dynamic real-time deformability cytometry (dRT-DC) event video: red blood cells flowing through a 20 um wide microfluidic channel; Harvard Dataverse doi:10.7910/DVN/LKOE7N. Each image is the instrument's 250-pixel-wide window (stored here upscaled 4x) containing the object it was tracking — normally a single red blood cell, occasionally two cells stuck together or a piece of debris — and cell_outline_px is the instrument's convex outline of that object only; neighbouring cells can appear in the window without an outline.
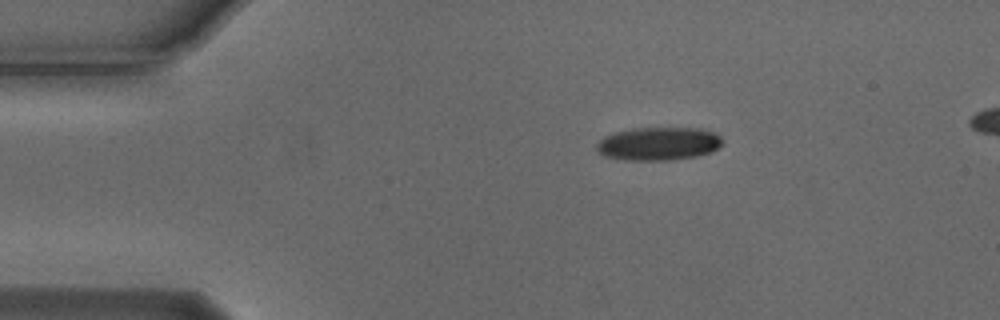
{"species": "Egyptian fruit bat (a non-hibernating species)", "species_latin": "Rousettus aegyptiacus", "temperature_condition": "cold", "stored_images_in_passage": 27, "camera_frame_rate_fps": 3000, "um_per_image_px": 0.085, "animal": {"sex": "male"}, "frame": {"image": 1, "passage_image": 1, "time_ms": 0.0, "image_size_px": [1000, 320], "cell_outline_px": [[724, 144], [712, 152], [696, 156], [672, 160], [628, 160], [604, 156], [596, 148], [596, 144], [604, 136], [616, 132], [632, 128], [700, 128], [716, 132], [724, 140]], "centroid_in_image_um": [56.03, 12.21], "position_along_channel_um": 29.0, "area_um2": 24.57}}
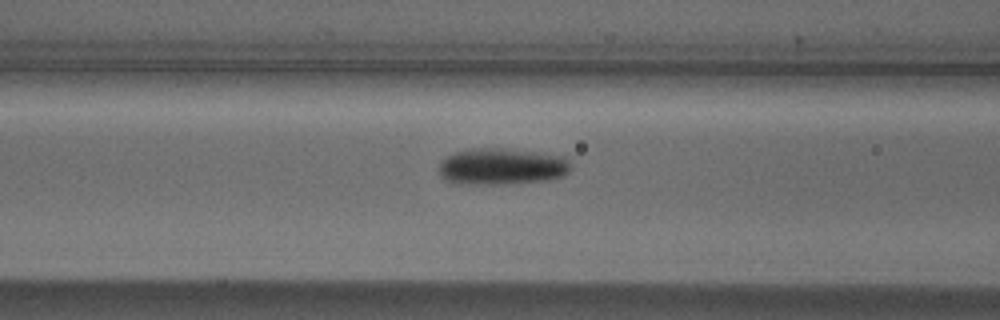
{"frame": {"image": 2, "passage_image": 13, "time_ms": 4.0, "image_size_px": [1000, 320], "cell_outline_px": [[568, 172], [564, 176], [548, 180], [496, 184], [460, 184], [448, 180], [440, 172], [440, 164], [452, 152], [472, 148], [504, 148], [536, 152], [564, 156], [568, 160]], "centroid_in_image_um": [42.66, 14.14], "position_along_channel_um": 123.9, "area_um2": 27.8}}
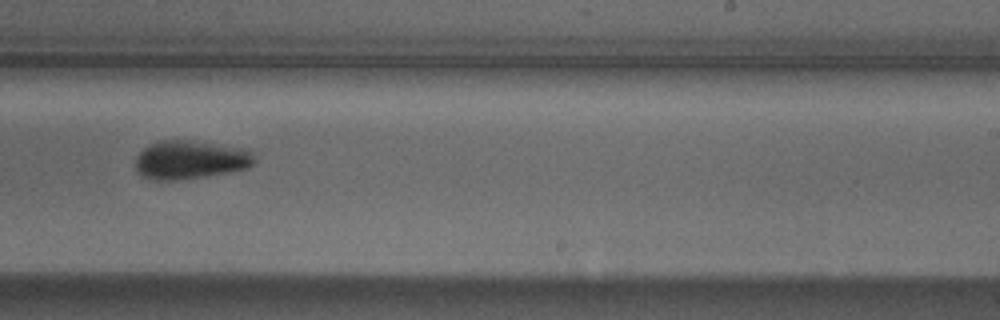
{"frame": {"image": 3, "passage_image": 25, "time_ms": 8.0, "image_size_px": [1000, 320], "cell_outline_px": [[252, 164], [248, 168], [228, 172], [204, 176], [176, 180], [152, 180], [140, 176], [136, 172], [136, 156], [148, 144], [160, 140], [192, 140], [248, 148], [252, 156]], "centroid_in_image_um": [16.12, 13.57], "position_along_channel_um": 272.9, "area_um2": 26.88}}